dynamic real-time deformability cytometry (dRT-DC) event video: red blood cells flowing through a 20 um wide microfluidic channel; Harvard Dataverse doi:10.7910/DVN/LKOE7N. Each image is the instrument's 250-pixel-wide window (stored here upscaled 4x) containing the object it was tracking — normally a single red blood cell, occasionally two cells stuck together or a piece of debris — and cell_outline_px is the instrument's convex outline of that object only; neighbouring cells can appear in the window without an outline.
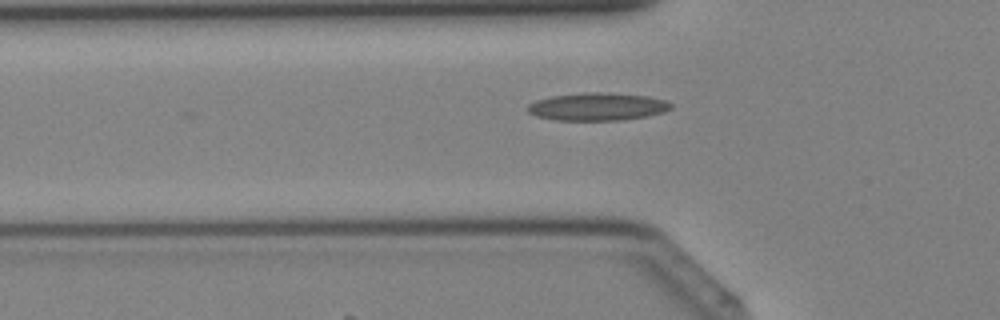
{"species": "Egyptian fruit bat (a non-hibernating species)", "species_latin": "Rousettus aegyptiacus", "temperature_condition": "cold", "stored_images_in_passage": 32, "camera_frame_rate_fps": 3000, "um_per_image_px": 0.085, "animal": {"sex": "female"}, "frame": {"image": 1, "passage_image": 12, "time_ms": 3.667, "image_size_px": [1000, 320], "cell_outline_px": [[672, 108], [664, 112], [648, 116], [620, 120], [556, 120], [536, 116], [528, 112], [524, 108], [528, 104], [536, 100], [552, 96], [588, 92], [608, 92], [648, 96], [664, 100], [672, 104]], "centroid_in_image_um": [50.77, 9.06], "position_along_channel_um": 75.0, "area_um2": 23.29}}
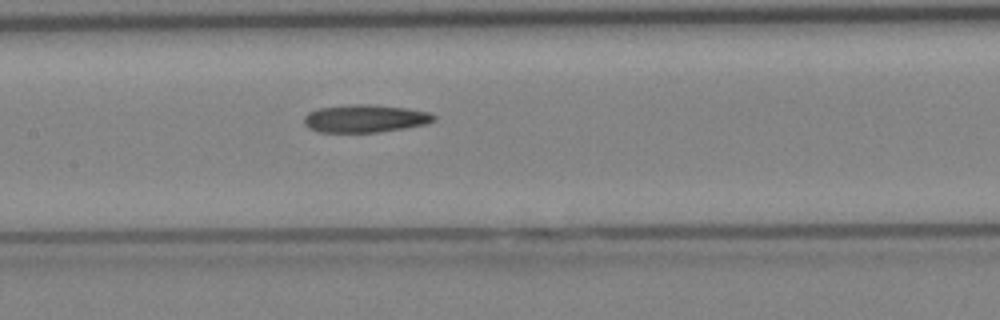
{"frame": {"image": 2, "passage_image": 18, "time_ms": 5.667, "image_size_px": [1000, 320], "cell_outline_px": [[436, 120], [428, 124], [380, 132], [320, 132], [308, 128], [304, 124], [304, 116], [308, 112], [320, 108], [348, 104], [368, 104], [408, 108], [428, 112], [436, 116]], "centroid_in_image_um": [31.04, 10.07], "position_along_channel_um": 176.4, "area_um2": 21.15}}
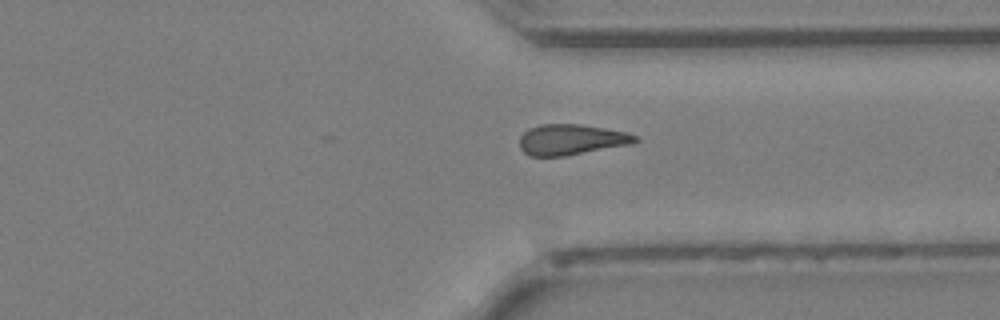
{"frame": {"image": 3, "passage_image": 29, "time_ms": 9.333, "image_size_px": [1000, 320], "cell_outline_px": [[640, 140], [632, 144], [564, 156], [528, 156], [520, 148], [520, 136], [528, 128], [540, 124], [580, 124], [628, 132], [636, 136]], "centroid_in_image_um": [48.55, 11.86], "position_along_channel_um": 362.8, "area_um2": 20.75}}